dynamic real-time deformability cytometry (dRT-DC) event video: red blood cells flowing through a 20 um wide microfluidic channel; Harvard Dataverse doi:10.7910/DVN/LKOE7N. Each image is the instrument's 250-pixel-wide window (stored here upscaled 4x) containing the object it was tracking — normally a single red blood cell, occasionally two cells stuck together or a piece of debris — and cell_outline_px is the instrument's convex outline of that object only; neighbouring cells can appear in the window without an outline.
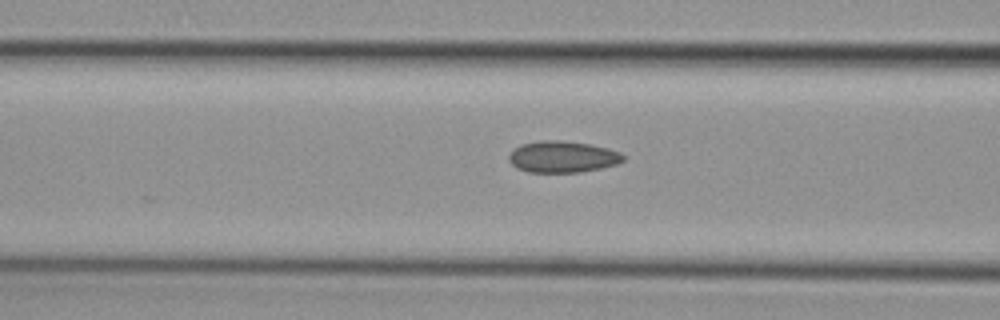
{"species": "common noctule bat (a hibernating species)", "species_latin": "Nyctalus noctula", "temperature_condition": "cold", "stored_images_in_passage": 4, "camera_frame_rate_fps": 3000, "um_per_image_px": 0.085, "animal": {"sex": "female", "body_mass_g": 29.2, "forearm_length_mm": 56.3}, "frame": {"image": 1, "passage_image": 3, "time_ms": 0.667, "image_size_px": [1000, 320], "cell_outline_px": [[624, 160], [616, 164], [600, 168], [580, 172], [528, 172], [516, 168], [508, 160], [508, 156], [520, 144], [540, 140], [564, 140], [592, 144], [608, 148], [620, 152], [624, 156]], "centroid_in_image_um": [47.81, 13.32], "position_along_channel_um": 118.8, "area_um2": 21.1}}
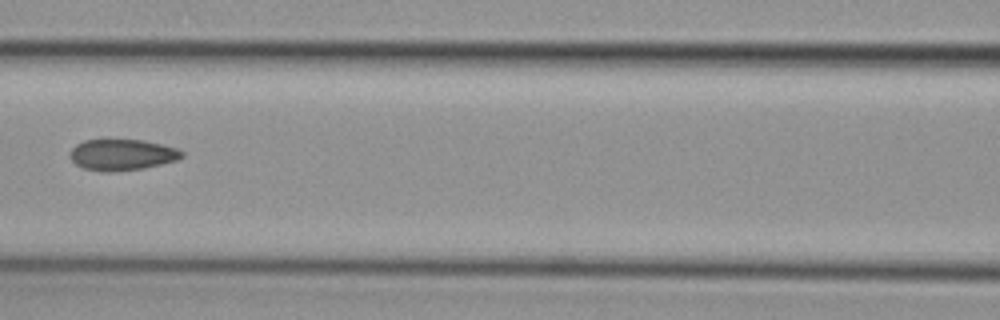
{"frame": {"image": 2, "passage_image": 4, "time_ms": 1.0, "image_size_px": [1000, 320], "cell_outline_px": [[184, 156], [176, 160], [144, 168], [108, 172], [100, 172], [84, 168], [76, 164], [72, 160], [72, 148], [76, 144], [84, 140], [144, 140], [176, 148], [184, 152]], "centroid_in_image_um": [10.39, 13.15], "position_along_channel_um": 156.2, "area_um2": 20.06}}